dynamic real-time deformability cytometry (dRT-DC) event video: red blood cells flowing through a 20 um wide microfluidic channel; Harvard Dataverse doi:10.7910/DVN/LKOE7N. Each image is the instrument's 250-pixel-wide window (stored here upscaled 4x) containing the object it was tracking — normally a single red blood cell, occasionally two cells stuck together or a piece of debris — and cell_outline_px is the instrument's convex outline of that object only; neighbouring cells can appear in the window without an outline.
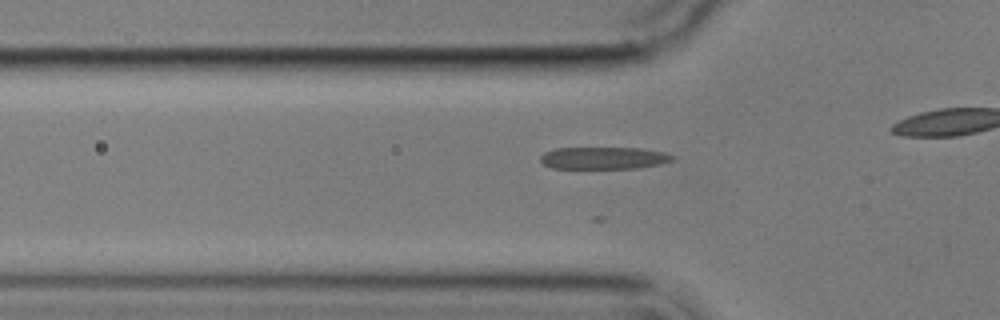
{"species": "common noctule bat (a hibernating species)", "species_latin": "Nyctalus noctula", "temperature_condition": "cold", "stored_images_in_passage": 34, "camera_frame_rate_fps": 3000, "um_per_image_px": 0.085, "animal": {"sex": "male", "body_mass_g": 17.9}, "frame": {"image": 1, "passage_image": 8, "time_ms": 2.333, "image_size_px": [1000, 320], "cell_outline_px": [[676, 156], [672, 160], [660, 164], [636, 168], [552, 168], [544, 164], [540, 160], [540, 156], [544, 152], [556, 148], [640, 148], [664, 152]], "centroid_in_image_um": [51.31, 13.43], "position_along_channel_um": 74.5, "area_um2": 16.99}}
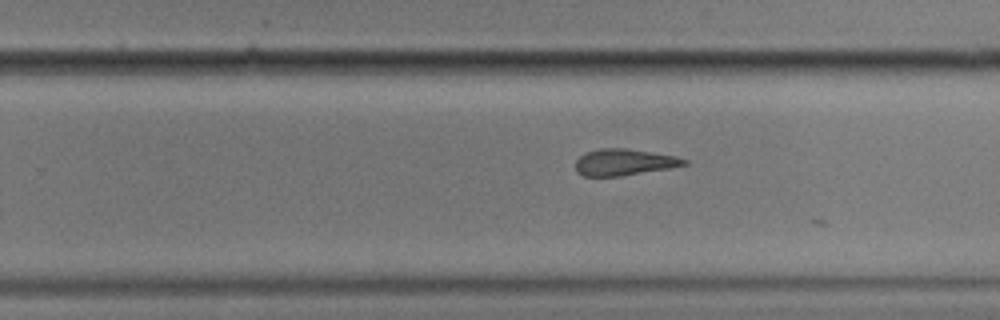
{"frame": {"image": 2, "passage_image": 25, "time_ms": 8.0, "image_size_px": [1000, 320], "cell_outline_px": [[688, 164], [668, 168], [620, 176], [584, 176], [576, 172], [576, 160], [584, 152], [600, 148], [624, 148], [676, 156], [688, 160]], "centroid_in_image_um": [53.01, 13.78], "position_along_channel_um": 276.8, "area_um2": 16.65}}
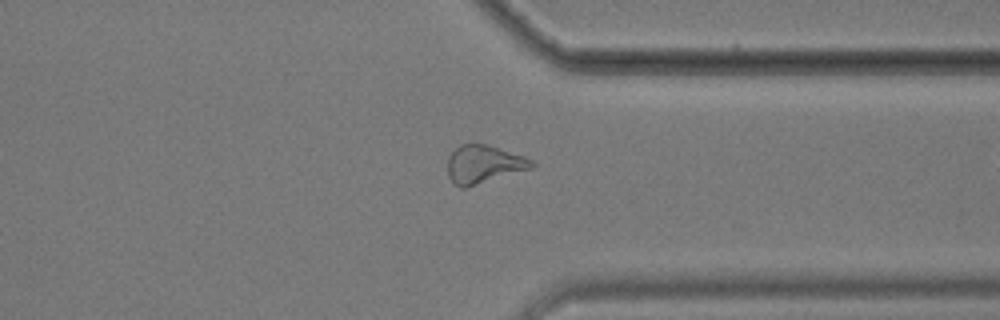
{"frame": {"image": 3, "passage_image": 33, "time_ms": 10.667, "image_size_px": [1000, 320], "cell_outline_px": [[536, 164], [532, 168], [464, 188], [460, 188], [448, 176], [448, 156], [460, 144], [488, 144], [524, 156], [532, 160]], "centroid_in_image_um": [41.12, 13.95], "position_along_channel_um": 370.3, "area_um2": 18.5}}